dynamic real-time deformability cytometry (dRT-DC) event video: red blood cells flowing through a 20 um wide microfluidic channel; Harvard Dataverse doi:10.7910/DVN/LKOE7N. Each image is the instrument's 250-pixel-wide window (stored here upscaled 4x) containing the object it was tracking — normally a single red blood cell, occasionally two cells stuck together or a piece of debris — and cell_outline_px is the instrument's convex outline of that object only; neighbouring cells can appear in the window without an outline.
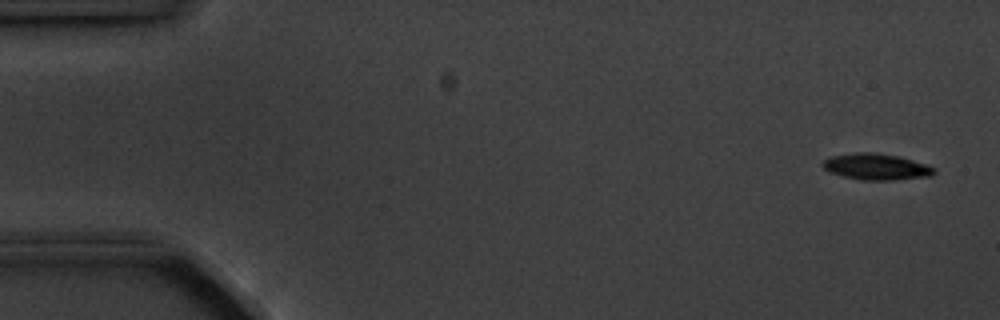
{"species": "common noctule bat (a hibernating species)", "species_latin": "Nyctalus noctula", "temperature_condition": "cold", "stored_images_in_passage": 4, "camera_frame_rate_fps": 3000, "um_per_image_px": 0.085, "animal": {"sex": "male", "body_mass_g": 20.1, "forearm_length_mm": 53.5}, "frame": {"image": 1, "passage_image": 1, "time_ms": 0.0, "image_size_px": [1000, 320], "cell_outline_px": [[936, 172], [932, 176], [892, 180], [860, 180], [844, 176], [832, 172], [824, 168], [820, 164], [828, 156], [856, 152], [872, 152], [900, 156], [936, 168]], "centroid_in_image_um": [74.48, 14.16], "position_along_channel_um": 10.5, "area_um2": 17.11}}
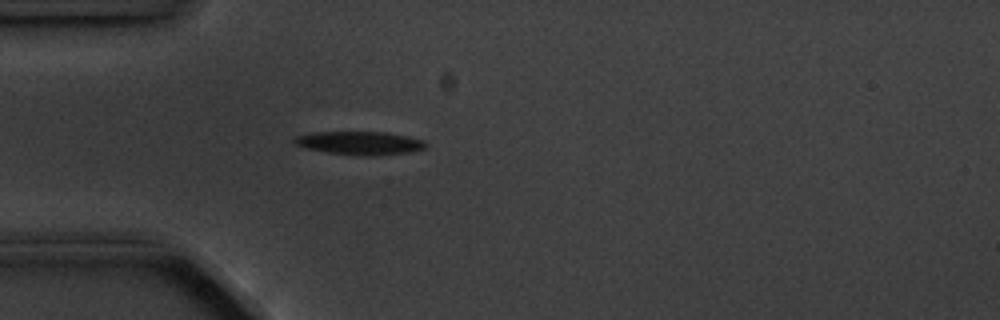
{"frame": {"image": 2, "passage_image": 4, "time_ms": 4.333, "image_size_px": [1000, 320], "cell_outline_px": [[428, 144], [424, 148], [408, 152], [372, 156], [360, 156], [328, 152], [308, 148], [296, 144], [292, 140], [296, 136], [312, 132], [384, 132], [408, 136], [424, 140]], "centroid_in_image_um": [30.6, 12.15], "position_along_channel_um": 54.4, "area_um2": 17.74}}